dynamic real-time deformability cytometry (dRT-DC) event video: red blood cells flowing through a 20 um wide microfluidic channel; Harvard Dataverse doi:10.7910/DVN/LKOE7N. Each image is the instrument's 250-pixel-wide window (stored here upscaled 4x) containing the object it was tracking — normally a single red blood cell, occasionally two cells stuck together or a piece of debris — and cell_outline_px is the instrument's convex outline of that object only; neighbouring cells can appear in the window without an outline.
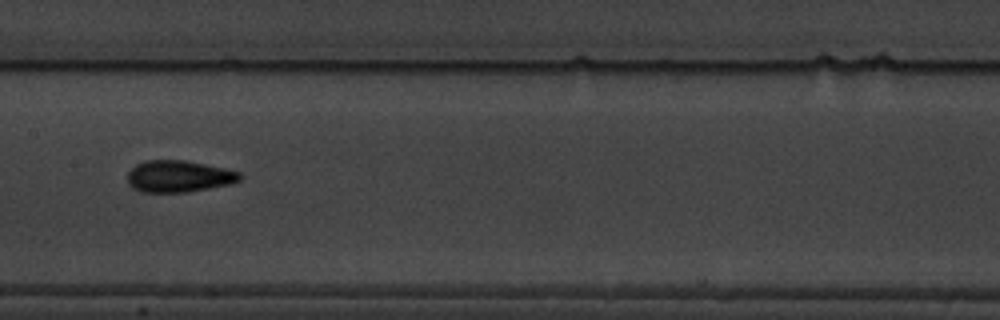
{"species": "common noctule bat (a hibernating species)", "species_latin": "Nyctalus noctula", "temperature_condition": "warm", "stored_images_in_passage": 9, "camera_frame_rate_fps": 3000, "um_per_image_px": 0.085, "animal": {"sex": "male", "body_mass_g": 19.5, "forearm_length_mm": 54.6}, "frame": {"image": 1, "passage_image": 6, "time_ms": 5.667, "image_size_px": [1000, 320], "cell_outline_px": [[244, 176], [240, 180], [228, 184], [188, 192], [144, 192], [132, 188], [128, 184], [128, 172], [136, 164], [144, 160], [184, 160], [228, 168], [240, 172]], "centroid_in_image_um": [15.21, 14.98], "position_along_channel_um": 192.2, "area_um2": 20.92}}
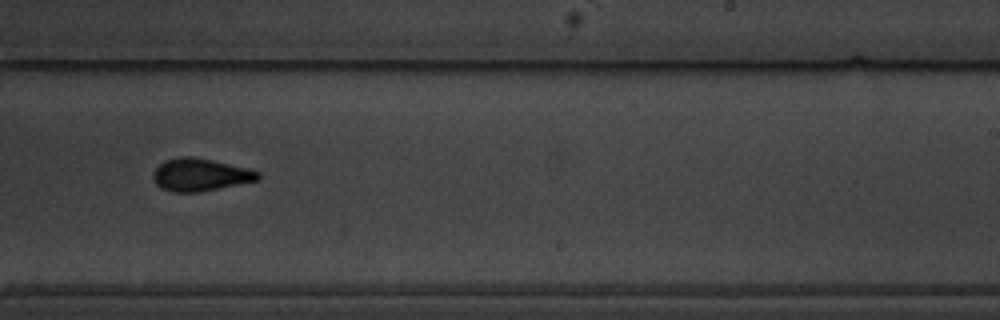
{"frame": {"image": 2, "passage_image": 8, "time_ms": 8.0, "image_size_px": [1000, 320], "cell_outline_px": [[260, 180], [200, 192], [172, 192], [160, 188], [156, 184], [152, 176], [152, 172], [164, 160], [180, 156], [192, 156], [212, 160], [248, 168], [260, 172]], "centroid_in_image_um": [17.01, 14.85], "position_along_channel_um": 272.0, "area_um2": 20.11}}